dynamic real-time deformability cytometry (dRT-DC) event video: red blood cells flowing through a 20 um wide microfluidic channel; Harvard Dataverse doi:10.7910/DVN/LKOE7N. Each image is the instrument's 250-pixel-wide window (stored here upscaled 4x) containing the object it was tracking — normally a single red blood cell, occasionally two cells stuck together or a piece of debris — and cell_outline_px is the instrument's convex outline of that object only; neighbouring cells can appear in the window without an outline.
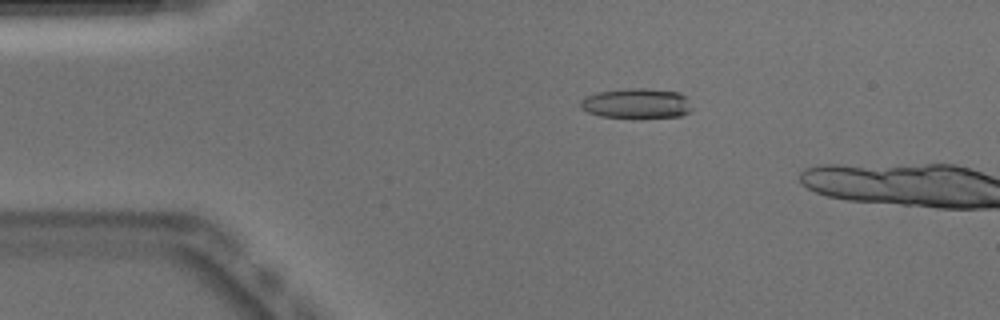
{"species": "Egyptian fruit bat (a non-hibernating species)", "species_latin": "Rousettus aegyptiacus", "temperature_condition": "warm", "stored_images_in_passage": 3, "camera_frame_rate_fps": 3000, "um_per_image_px": 0.085, "animal": {"sex": "male"}, "frame": {"image": 1, "passage_image": 1, "time_ms": 0.0, "image_size_px": [1000, 320], "cell_outline_px": [[692, 112], [680, 116], [600, 116], [588, 112], [580, 108], [580, 100], [596, 92], [624, 88], [648, 88], [680, 92], [688, 96], [692, 108]], "centroid_in_image_um": [54.15, 8.75], "position_along_channel_um": 30.8, "area_um2": 19.42}}